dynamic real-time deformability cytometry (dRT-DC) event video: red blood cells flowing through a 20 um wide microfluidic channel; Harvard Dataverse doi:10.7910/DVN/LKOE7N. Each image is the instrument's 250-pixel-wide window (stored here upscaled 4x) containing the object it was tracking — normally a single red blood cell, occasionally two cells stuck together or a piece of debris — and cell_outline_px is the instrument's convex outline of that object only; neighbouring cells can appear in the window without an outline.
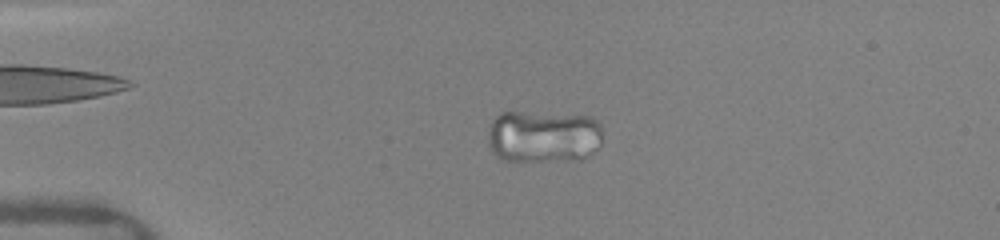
{"species": "human", "species_latin": "Homo sapiens", "temperature_condition": "warm", "stored_images_in_passage": 28, "camera_frame_rate_fps": 3000, "um_per_image_px": 0.085, "donor": {"sex": "female"}, "frame": {"image": 1, "passage_image": 18, "time_ms": 3.667, "image_size_px": [1000, 240], "cell_outline_px": [[600, 144], [592, 152], [580, 160], [504, 160], [496, 156], [492, 152], [488, 144], [488, 132], [492, 120], [500, 112], [524, 112], [592, 116], [600, 124]], "centroid_in_image_um": [46.16, 11.59], "position_along_channel_um": 38.8, "area_um2": 35.08}}